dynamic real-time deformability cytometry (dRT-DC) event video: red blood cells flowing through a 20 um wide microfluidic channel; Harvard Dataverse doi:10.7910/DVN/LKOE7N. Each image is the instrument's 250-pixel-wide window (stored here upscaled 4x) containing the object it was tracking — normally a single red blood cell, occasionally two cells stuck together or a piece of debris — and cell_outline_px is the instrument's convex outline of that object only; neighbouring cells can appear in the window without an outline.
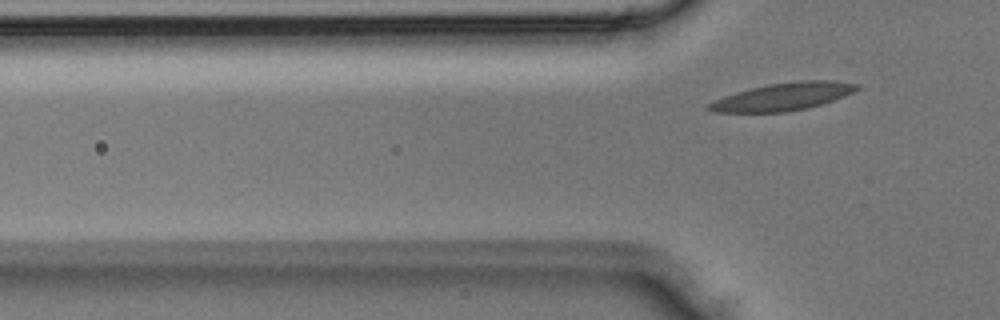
{"species": "Egyptian fruit bat (a non-hibernating species)", "species_latin": "Rousettus aegyptiacus", "temperature_condition": "room temperature", "stored_images_in_passage": 2, "camera_frame_rate_fps": 3000, "um_per_image_px": 0.085, "animal": {"sex": "male"}, "frame": {"image": 1, "passage_image": 2, "time_ms": 0.333, "image_size_px": [1000, 320], "cell_outline_px": [[860, 88], [844, 96], [808, 108], [784, 112], [712, 112], [704, 108], [708, 104], [724, 96], [736, 92], [768, 84], [800, 80], [836, 80], [860, 84]], "centroid_in_image_um": [66.57, 8.21], "position_along_channel_um": 59.2, "area_um2": 23.76}}